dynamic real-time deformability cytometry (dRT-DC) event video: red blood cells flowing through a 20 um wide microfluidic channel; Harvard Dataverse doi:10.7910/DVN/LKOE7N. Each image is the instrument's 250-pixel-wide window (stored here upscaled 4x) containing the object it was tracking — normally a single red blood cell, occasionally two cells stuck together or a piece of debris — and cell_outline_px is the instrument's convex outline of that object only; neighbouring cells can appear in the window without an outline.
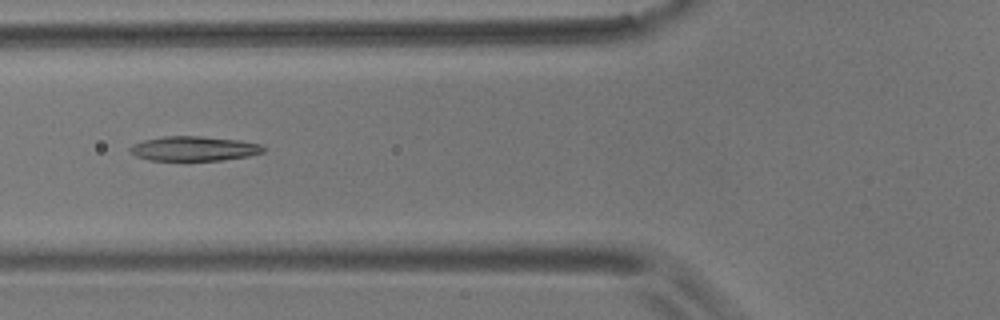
{"species": "common noctule bat (a hibernating species)", "species_latin": "Nyctalus noctula", "temperature_condition": "room temperature", "stored_images_in_passage": 7, "camera_frame_rate_fps": 3000, "um_per_image_px": 0.085, "animal": {"sex": "male", "body_mass_g": 17.9}, "frame": {"image": 1, "passage_image": 3, "time_ms": 2.333, "image_size_px": [1000, 320], "cell_outline_px": [[268, 148], [264, 152], [248, 156], [220, 160], [148, 160], [136, 156], [128, 148], [132, 144], [144, 140], [164, 136], [200, 136], [240, 140], [260, 144]], "centroid_in_image_um": [16.51, 12.62], "position_along_channel_um": 109.3, "area_um2": 19.13}}
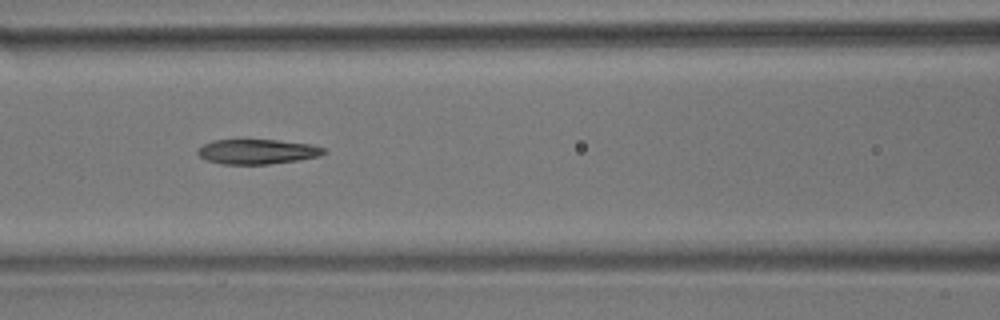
{"frame": {"image": 2, "passage_image": 4, "time_ms": 3.333, "image_size_px": [1000, 320], "cell_outline_px": [[328, 152], [320, 156], [296, 160], [268, 164], [220, 164], [208, 160], [200, 156], [196, 152], [204, 144], [212, 140], [276, 140], [312, 144], [324, 148]], "centroid_in_image_um": [21.89, 12.88], "position_along_channel_um": 144.7, "area_um2": 18.15}}
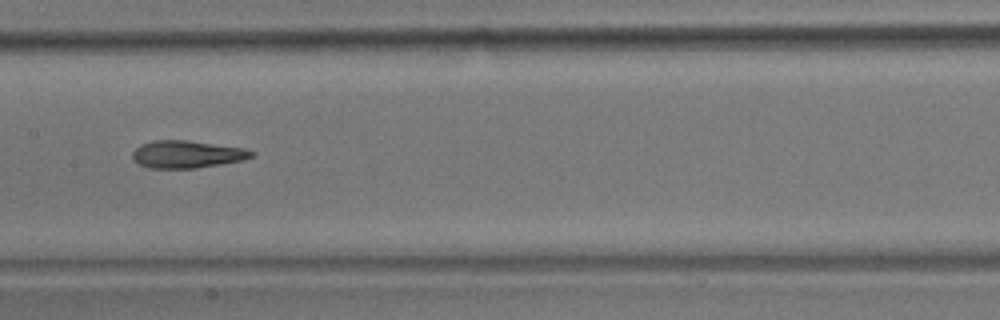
{"frame": {"image": 3, "passage_image": 5, "time_ms": 4.667, "image_size_px": [1000, 320], "cell_outline_px": [[256, 156], [240, 160], [220, 164], [196, 168], [148, 168], [140, 164], [132, 156], [132, 152], [140, 144], [152, 140], [188, 140], [244, 148], [256, 152]], "centroid_in_image_um": [15.9, 13.1], "position_along_channel_um": 191.5, "area_um2": 19.02}}